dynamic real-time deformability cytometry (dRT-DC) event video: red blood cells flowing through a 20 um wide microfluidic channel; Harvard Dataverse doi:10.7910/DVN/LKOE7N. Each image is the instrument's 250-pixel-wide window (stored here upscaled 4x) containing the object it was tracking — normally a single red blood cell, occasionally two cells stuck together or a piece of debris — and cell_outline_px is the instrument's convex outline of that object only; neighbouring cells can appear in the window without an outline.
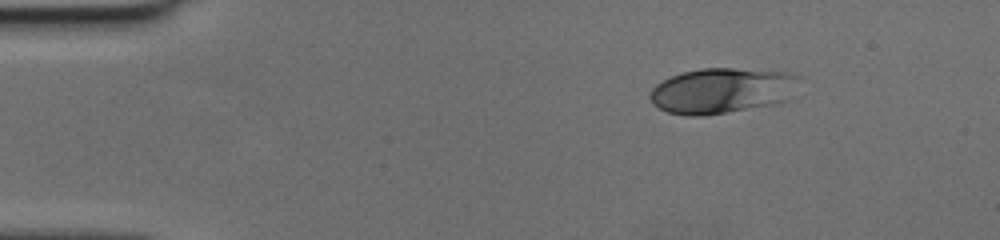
{"species": "human", "species_latin": "Homo sapiens", "temperature_condition": "cold", "stored_images_in_passage": 43, "camera_frame_rate_fps": 3000, "um_per_image_px": 0.085, "donor": {"sex": "female"}, "frame": {"image": 1, "passage_image": 1, "time_ms": 0.0, "image_size_px": [1000, 240], "cell_outline_px": [[796, 76], [788, 100], [772, 104], [700, 116], [688, 116], [668, 112], [652, 104], [648, 96], [652, 88], [656, 84], [672, 76], [684, 72], [700, 68], [732, 68], [788, 72]], "centroid_in_image_um": [61.26, 7.7], "position_along_channel_um": 23.7, "area_um2": 38.78}}
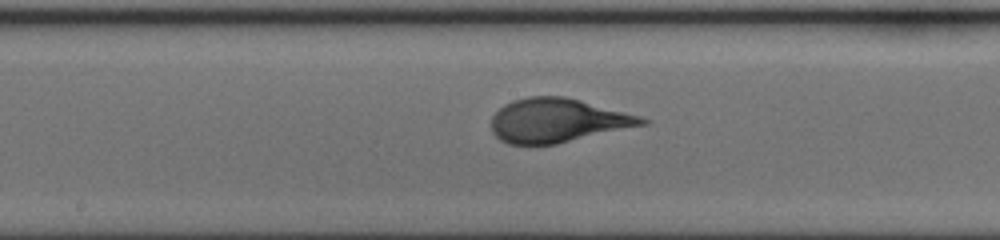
{"frame": {"image": 2, "passage_image": 20, "time_ms": 6.333, "image_size_px": [1000, 240], "cell_outline_px": [[652, 120], [648, 124], [556, 144], [508, 144], [500, 140], [492, 132], [492, 116], [504, 104], [512, 100], [528, 96], [564, 96], [580, 100], [640, 116]], "centroid_in_image_um": [47.39, 10.24], "position_along_channel_um": 200.8, "area_um2": 38.49}}
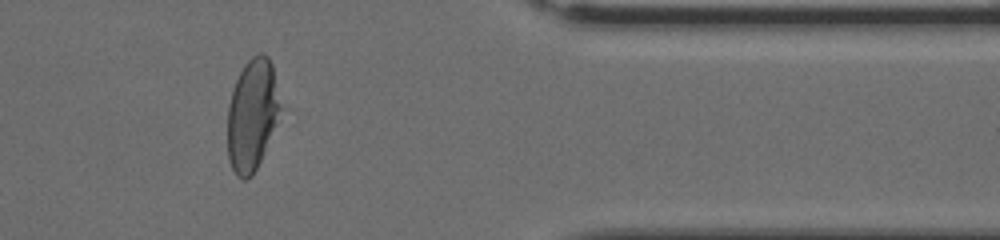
{"frame": {"image": 3, "passage_image": 35, "time_ms": 11.333, "image_size_px": [1000, 240], "cell_outline_px": [[280, 108], [260, 160], [252, 176], [248, 180], [240, 180], [236, 176], [228, 160], [228, 104], [236, 80], [244, 64], [252, 56], [260, 52], [264, 52], [268, 56], [272, 64], [280, 104]], "centroid_in_image_um": [21.39, 9.75], "position_along_channel_um": 390.0, "area_um2": 33.76}}